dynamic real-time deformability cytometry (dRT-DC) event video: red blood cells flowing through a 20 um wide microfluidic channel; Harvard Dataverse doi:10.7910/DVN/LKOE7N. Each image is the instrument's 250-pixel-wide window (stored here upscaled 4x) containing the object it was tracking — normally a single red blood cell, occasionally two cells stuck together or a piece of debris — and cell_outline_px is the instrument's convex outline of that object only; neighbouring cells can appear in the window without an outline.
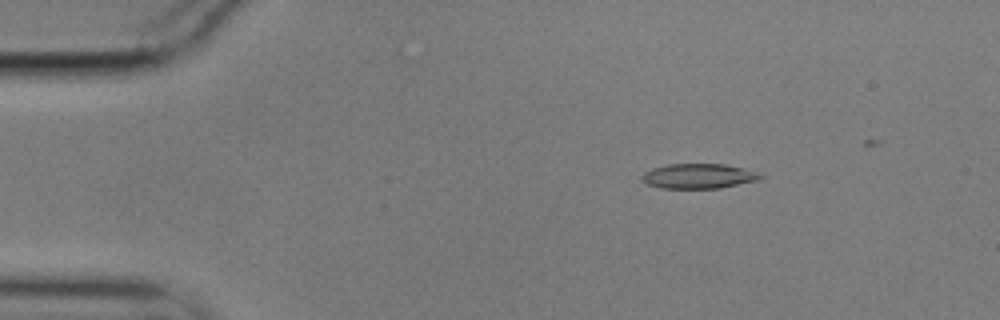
{"species": "common noctule bat (a hibernating species)", "species_latin": "Nyctalus noctula", "temperature_condition": "cold", "stored_images_in_passage": 57, "camera_frame_rate_fps": 3000, "um_per_image_px": 0.085, "animal": {"sex": "male", "body_mass_g": 17.9}, "frame": {"image": 1, "passage_image": 9, "time_ms": 2.667, "image_size_px": [1000, 320], "cell_outline_px": [[764, 176], [760, 180], [720, 188], [660, 188], [648, 184], [640, 180], [640, 176], [644, 172], [652, 168], [668, 164], [724, 164], [744, 168], [760, 172]], "centroid_in_image_um": [59.39, 14.97], "position_along_channel_um": 25.6, "area_um2": 17.4}}
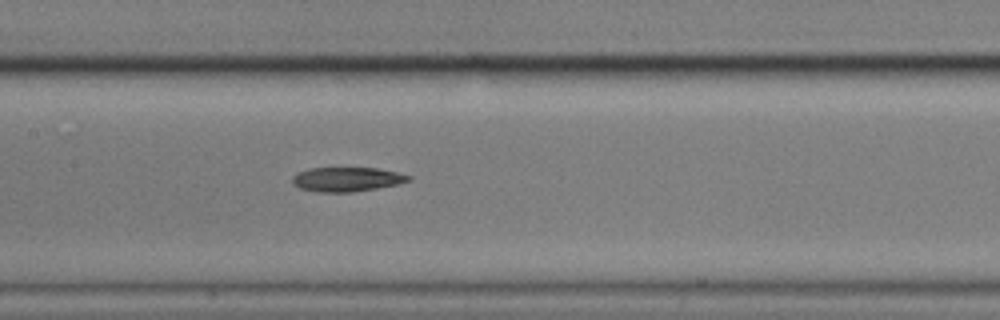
{"frame": {"image": 2, "passage_image": 28, "time_ms": 9.0, "image_size_px": [1000, 320], "cell_outline_px": [[412, 180], [396, 184], [376, 188], [352, 192], [316, 192], [300, 188], [292, 184], [292, 176], [296, 172], [308, 168], [376, 168], [400, 172], [412, 176]], "centroid_in_image_um": [29.46, 15.23], "position_along_channel_um": 177.9, "area_um2": 16.65}}
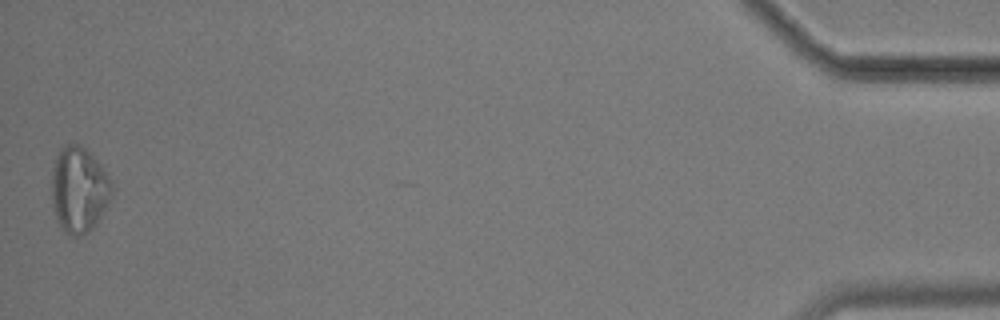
{"frame": {"image": 3, "passage_image": 57, "time_ms": 18.667, "image_size_px": [1000, 320], "cell_outline_px": [[116, 188], [96, 224], [88, 232], [80, 236], [72, 236], [60, 228], [56, 220], [52, 204], [52, 168], [56, 156], [60, 148], [68, 144], [76, 144], [84, 148], [100, 164]], "centroid_in_image_um": [6.71, 16.15], "position_along_channel_um": 428.5, "area_um2": 30.17}, "authors_computed_cell_mechanics": {"area_um2": 18.0336, "velocity_mm_per_s": 3.5271, "shape_relaxation_time_tau1_ms": null, "shape_relaxation_time_tau2_ms": 5.7399, "deformation_change_tau1": null, "deformation_change_tau2": 0.1496}}